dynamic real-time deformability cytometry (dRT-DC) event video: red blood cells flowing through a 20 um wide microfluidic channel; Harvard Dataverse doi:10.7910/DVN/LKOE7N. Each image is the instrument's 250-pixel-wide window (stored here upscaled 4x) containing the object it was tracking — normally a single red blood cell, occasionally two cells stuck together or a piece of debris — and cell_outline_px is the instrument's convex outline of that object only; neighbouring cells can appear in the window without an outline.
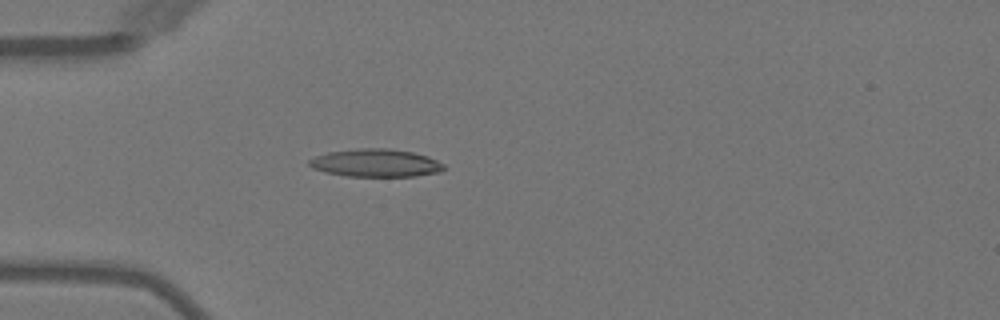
{"species": "Egyptian fruit bat (a non-hibernating species)", "species_latin": "Rousettus aegyptiacus", "temperature_condition": "warm", "stored_images_in_passage": 4, "camera_frame_rate_fps": 3000, "um_per_image_px": 0.085, "animal": {"sex": "female"}, "frame": {"image": 1, "passage_image": 4, "time_ms": 4.333, "image_size_px": [1000, 320], "cell_outline_px": [[444, 168], [440, 172], [416, 176], [344, 176], [324, 172], [312, 168], [308, 164], [308, 160], [316, 156], [328, 152], [360, 148], [388, 148], [412, 152], [428, 156], [444, 164]], "centroid_in_image_um": [31.92, 13.85], "position_along_channel_um": 53.1, "area_um2": 21.91}}